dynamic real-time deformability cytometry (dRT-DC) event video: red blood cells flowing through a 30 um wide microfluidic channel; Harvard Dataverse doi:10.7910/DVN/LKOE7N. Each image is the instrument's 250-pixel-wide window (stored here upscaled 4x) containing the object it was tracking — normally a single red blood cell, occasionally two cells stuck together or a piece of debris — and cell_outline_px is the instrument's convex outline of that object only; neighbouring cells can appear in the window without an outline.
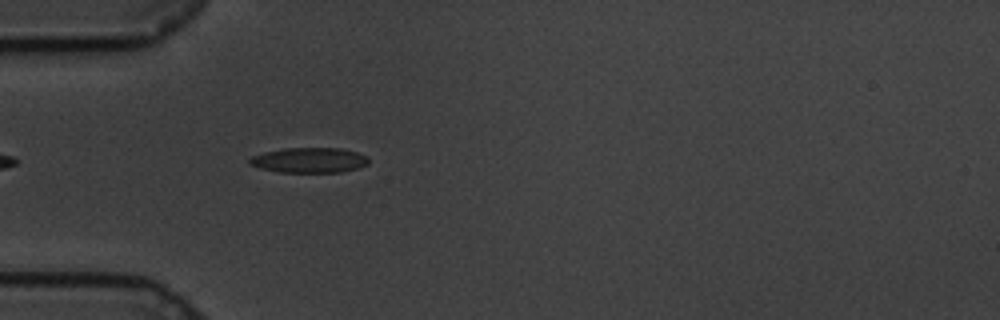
{"species": "common noctule bat (a hibernating species)", "species_latin": "Nyctalus noctula", "temperature_condition": "cold", "stored_images_in_passage": 23, "camera_frame_rate_fps": 3000, "um_per_image_px": 0.085, "animal": {"sex": "male", "body_mass_g": 19.5, "forearm_length_mm": 54.6}, "frame": {"image": 1, "passage_image": 5, "time_ms": 1.333, "image_size_px": [1000, 320], "cell_outline_px": [[368, 164], [356, 168], [340, 172], [280, 172], [260, 168], [248, 164], [248, 160], [252, 156], [264, 152], [284, 148], [340, 148], [356, 152], [368, 156]], "centroid_in_image_um": [26.27, 13.61], "position_along_channel_um": 58.7, "area_um2": 17.4}}
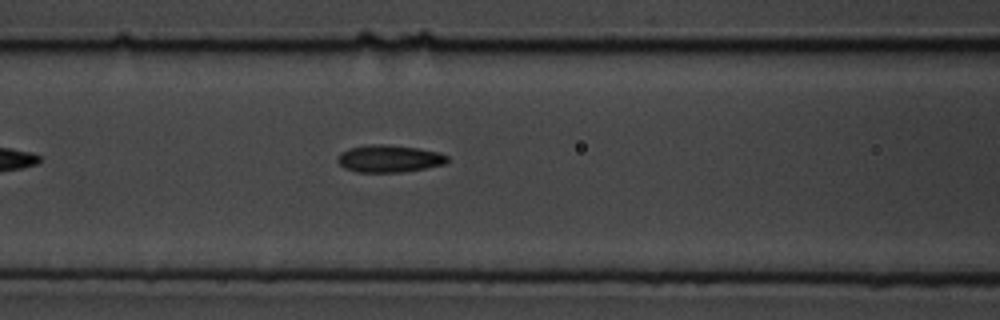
{"frame": {"image": 2, "passage_image": 12, "time_ms": 3.667, "image_size_px": [1000, 320], "cell_outline_px": [[448, 160], [444, 164], [404, 172], [356, 172], [344, 168], [336, 160], [336, 156], [340, 152], [348, 148], [372, 144], [388, 144], [416, 148], [440, 152], [448, 156]], "centroid_in_image_um": [33.04, 13.48], "position_along_channel_um": 133.6, "area_um2": 17.57}}
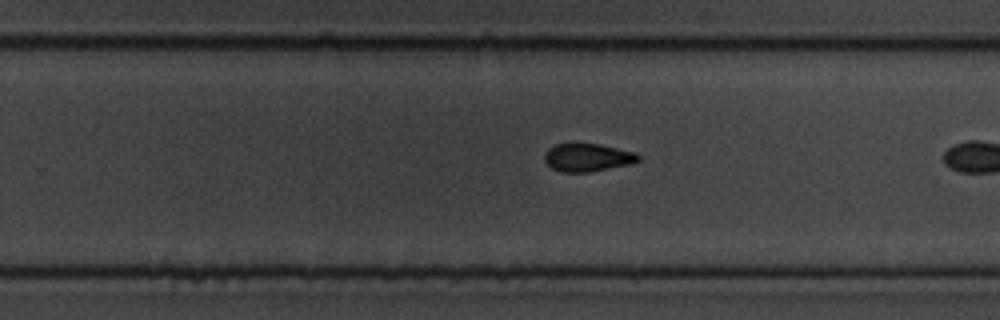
{"frame": {"image": 3, "passage_image": 22, "time_ms": 7.0, "image_size_px": [1000, 320], "cell_outline_px": [[640, 160], [632, 164], [588, 172], [560, 172], [552, 168], [544, 160], [544, 152], [548, 148], [556, 144], [600, 144], [636, 152], [640, 156]], "centroid_in_image_um": [49.95, 13.39], "position_along_channel_um": 279.8, "area_um2": 15.37}}